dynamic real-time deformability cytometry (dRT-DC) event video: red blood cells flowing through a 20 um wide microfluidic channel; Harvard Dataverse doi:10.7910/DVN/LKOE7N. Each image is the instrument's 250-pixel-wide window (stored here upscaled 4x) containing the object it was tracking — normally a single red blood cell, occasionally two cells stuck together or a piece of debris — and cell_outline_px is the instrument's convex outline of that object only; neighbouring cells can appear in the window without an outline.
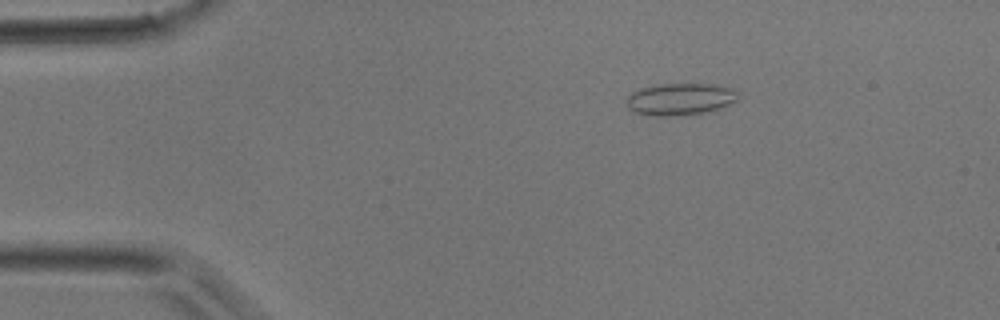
{"species": "common noctule bat (a hibernating species)", "species_latin": "Nyctalus noctula", "temperature_condition": "room temperature", "stored_images_in_passage": 3, "camera_frame_rate_fps": 3000, "um_per_image_px": 0.085, "animal": {"sex": "male", "body_mass_g": 17.9}, "frame": {"image": 1, "passage_image": 2, "time_ms": 2.0, "image_size_px": [1000, 320], "cell_outline_px": [[740, 96], [736, 100], [720, 108], [708, 112], [676, 116], [652, 116], [632, 112], [628, 108], [628, 96], [632, 92], [640, 88], [660, 84], [712, 84], [728, 88], [736, 92]], "centroid_in_image_um": [57.78, 8.44], "position_along_channel_um": 27.2, "area_um2": 20.75}}